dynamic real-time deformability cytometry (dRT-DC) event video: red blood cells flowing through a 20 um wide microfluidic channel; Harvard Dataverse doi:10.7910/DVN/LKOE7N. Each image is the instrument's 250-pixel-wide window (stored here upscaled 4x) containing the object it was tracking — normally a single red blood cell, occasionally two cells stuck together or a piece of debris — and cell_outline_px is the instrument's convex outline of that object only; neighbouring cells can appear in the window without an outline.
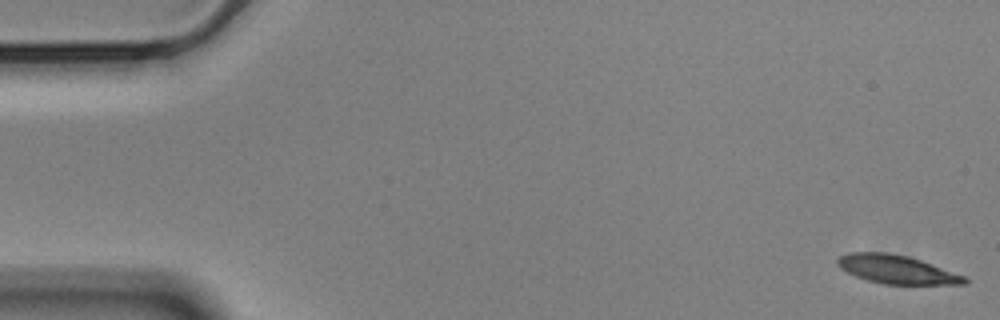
{"species": "Egyptian fruit bat (a non-hibernating species)", "species_latin": "Rousettus aegyptiacus", "temperature_condition": "cold", "stored_images_in_passage": 57, "segment_of_instrument_passage": [1, 2], "camera_frame_rate_fps": 3000, "um_per_image_px": 0.085, "animal": {"sex": "male"}, "frame": {"image": 1, "passage_image": 1, "time_ms": 0.0, "image_size_px": [1000, 320], "cell_outline_px": [[968, 284], [884, 284], [868, 280], [856, 276], [840, 268], [836, 264], [836, 260], [840, 256], [848, 252], [892, 252], [908, 256], [920, 260], [964, 276], [968, 280]], "centroid_in_image_um": [76.18, 22.89], "position_along_channel_um": 8.8, "area_um2": 20.98}}
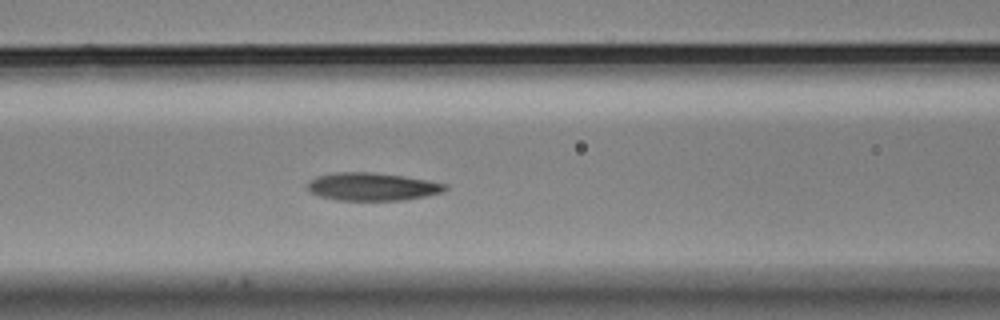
{"frame": {"image": 2, "passage_image": 23, "time_ms": 7.333, "image_size_px": [1000, 320], "cell_outline_px": [[448, 188], [444, 192], [428, 196], [404, 200], [336, 200], [320, 196], [308, 192], [308, 180], [316, 176], [332, 172], [372, 172], [404, 176], [448, 184]], "centroid_in_image_um": [31.64, 15.86], "position_along_channel_um": 135.0, "area_um2": 22.66}}
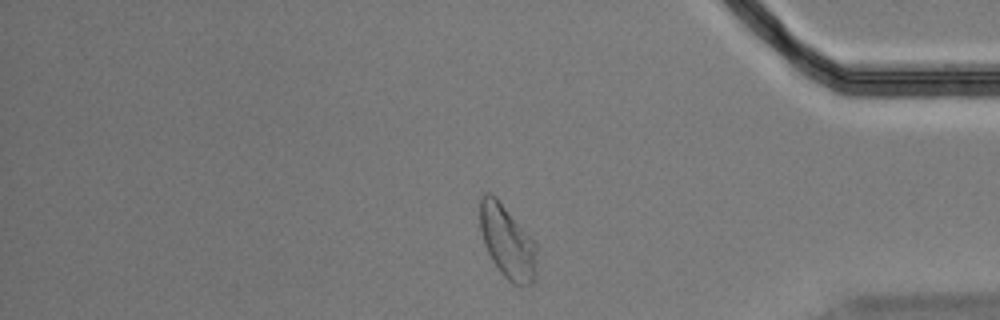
{"frame": {"image": 3, "passage_image": 47, "time_ms": 15.333, "image_size_px": [1000, 320], "cell_outline_px": [[536, 272], [532, 284], [512, 284], [500, 272], [492, 260], [484, 244], [480, 228], [480, 200], [484, 192], [488, 192], [496, 196], [536, 244]], "centroid_in_image_um": [43.1, 20.55], "position_along_channel_um": 392.1, "area_um2": 23.93}}